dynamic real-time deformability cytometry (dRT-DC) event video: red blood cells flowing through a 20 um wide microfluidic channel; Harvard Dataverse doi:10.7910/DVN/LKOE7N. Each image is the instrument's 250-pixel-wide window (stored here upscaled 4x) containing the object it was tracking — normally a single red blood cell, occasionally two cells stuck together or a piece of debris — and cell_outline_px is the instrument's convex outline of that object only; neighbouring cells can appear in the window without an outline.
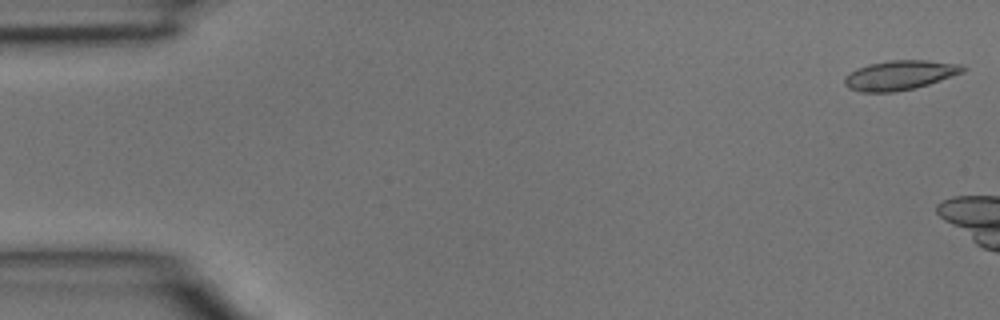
{"species": "common noctule bat (a hibernating species)", "species_latin": "Nyctalus noctula", "temperature_condition": "room temperature", "stored_images_in_passage": 3, "camera_frame_rate_fps": 3000, "um_per_image_px": 0.085, "animal": {"sex": "male", "body_mass_g": 15.6}, "frame": {"image": 1, "passage_image": 1, "time_ms": 0.0, "image_size_px": [1000, 320], "cell_outline_px": [[968, 68], [964, 72], [916, 88], [896, 92], [860, 92], [848, 88], [844, 84], [844, 76], [856, 68], [868, 64], [888, 60], [928, 60], [964, 64]], "centroid_in_image_um": [76.49, 6.38], "position_along_channel_um": 8.5, "area_um2": 20.69}}